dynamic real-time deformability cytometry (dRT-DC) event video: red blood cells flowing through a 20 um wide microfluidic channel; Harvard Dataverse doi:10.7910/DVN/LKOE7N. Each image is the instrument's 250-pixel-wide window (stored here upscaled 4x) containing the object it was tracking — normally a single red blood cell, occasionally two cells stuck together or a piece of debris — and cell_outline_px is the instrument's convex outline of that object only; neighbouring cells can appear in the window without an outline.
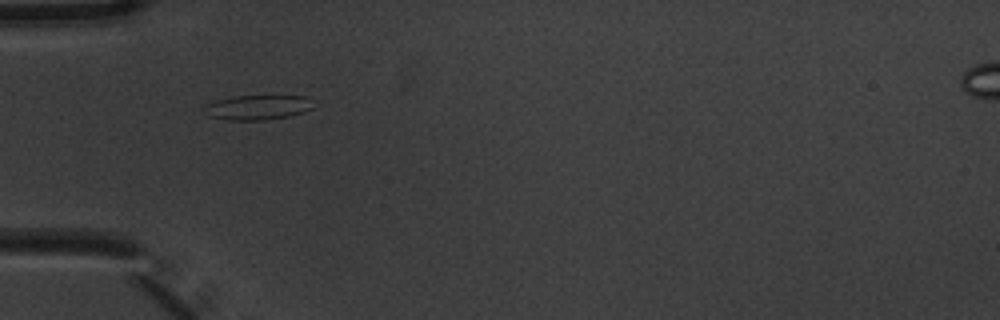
{"species": "common noctule bat (a hibernating species)", "species_latin": "Nyctalus noctula", "temperature_condition": "warm", "stored_images_in_passage": 4, "camera_frame_rate_fps": 3000, "um_per_image_px": 0.085, "animal": {"sex": "male", "body_mass_g": 20.1, "forearm_length_mm": 53.5}, "frame": {"image": 1, "passage_image": 1, "time_ms": 0.0, "image_size_px": [1000, 320], "cell_outline_px": [[312, 108], [304, 112], [288, 116], [264, 120], [228, 120], [212, 116], [200, 108], [216, 100], [232, 96], [308, 96]], "centroid_in_image_um": [21.88, 9.12], "position_along_channel_um": 63.1, "area_um2": 15.55}}
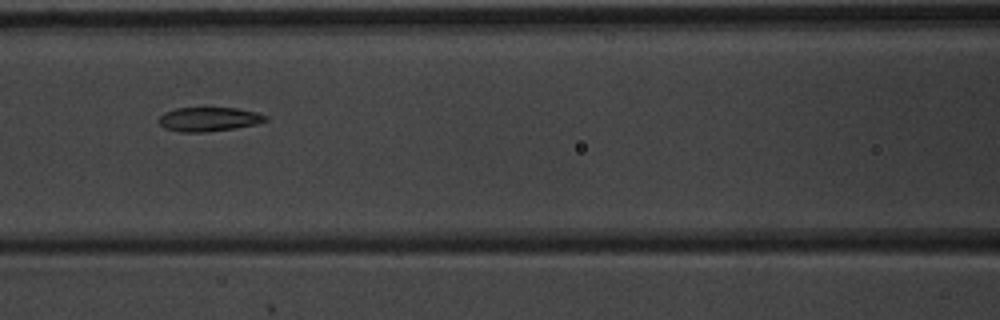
{"frame": {"image": 2, "passage_image": 3, "time_ms": 0.667, "image_size_px": [1000, 320], "cell_outline_px": [[268, 120], [256, 124], [236, 128], [204, 132], [180, 132], [164, 128], [156, 120], [164, 112], [176, 108], [236, 108], [256, 112], [268, 116]], "centroid_in_image_um": [17.73, 10.13], "position_along_channel_um": 148.9, "area_um2": 15.09}}
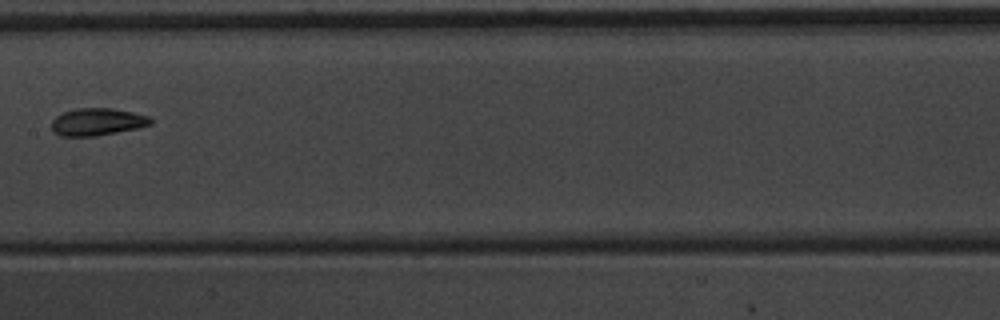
{"frame": {"image": 3, "passage_image": 4, "time_ms": 1.0, "image_size_px": [1000, 320], "cell_outline_px": [[152, 124], [136, 128], [96, 136], [60, 136], [52, 128], [52, 120], [56, 116], [64, 112], [76, 108], [112, 108], [132, 112], [148, 116], [152, 120]], "centroid_in_image_um": [8.26, 10.35], "position_along_channel_um": 199.1, "area_um2": 15.61}}